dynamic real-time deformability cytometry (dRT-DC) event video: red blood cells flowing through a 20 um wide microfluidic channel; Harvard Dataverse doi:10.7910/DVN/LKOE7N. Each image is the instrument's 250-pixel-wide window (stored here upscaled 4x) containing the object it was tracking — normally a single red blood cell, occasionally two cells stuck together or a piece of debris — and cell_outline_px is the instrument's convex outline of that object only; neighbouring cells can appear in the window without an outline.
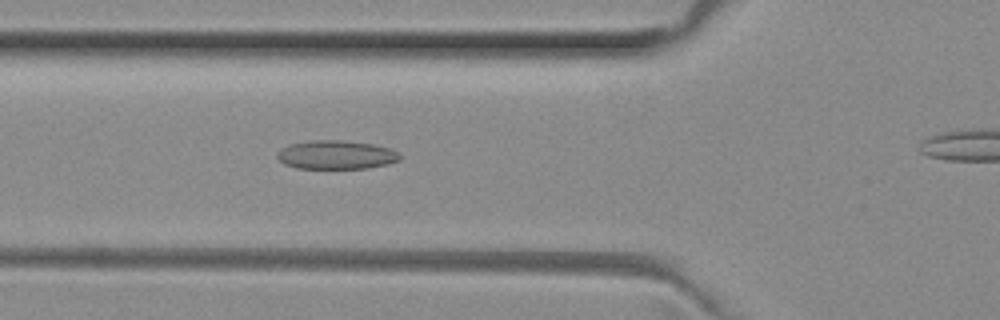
{"species": "common noctule bat (a hibernating species)", "species_latin": "Nyctalus noctula", "temperature_condition": "room temperature", "stored_images_in_passage": 43, "camera_frame_rate_fps": 3000, "um_per_image_px": 0.085, "animal": {"sex": "female", "body_mass_g": 29.2, "forearm_length_mm": 56.3}, "frame": {"image": 1, "passage_image": 18, "time_ms": 5.667, "image_size_px": [1000, 320], "cell_outline_px": [[400, 160], [388, 164], [368, 168], [296, 168], [284, 164], [276, 156], [276, 152], [292, 144], [312, 140], [340, 140], [372, 144], [392, 148], [400, 152]], "centroid_in_image_um": [28.62, 13.16], "position_along_channel_um": 97.2, "area_um2": 20.52}}
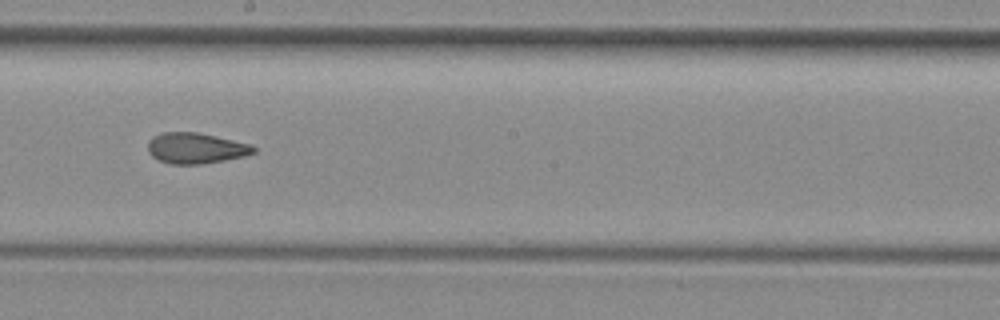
{"frame": {"image": 2, "passage_image": 28, "time_ms": 9.0, "image_size_px": [1000, 320], "cell_outline_px": [[256, 152], [244, 156], [224, 160], [200, 164], [172, 164], [160, 160], [152, 156], [148, 152], [148, 140], [164, 132], [196, 132], [216, 136], [252, 144], [256, 148]], "centroid_in_image_um": [16.67, 12.59], "position_along_channel_um": 231.5, "area_um2": 18.84}}
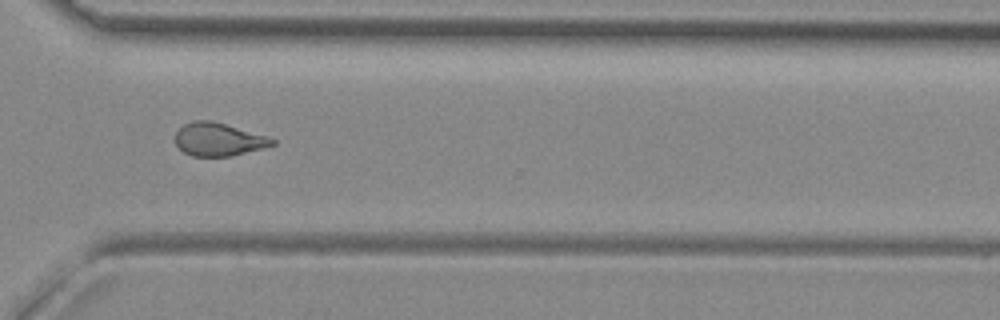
{"frame": {"image": 3, "passage_image": 37, "time_ms": 12.0, "image_size_px": [1000, 320], "cell_outline_px": [[276, 144], [264, 148], [228, 156], [192, 156], [184, 152], [176, 144], [176, 132], [184, 124], [192, 120], [212, 120], [268, 136], [276, 140]], "centroid_in_image_um": [18.59, 11.84], "position_along_channel_um": 352.0, "area_um2": 18.67}}